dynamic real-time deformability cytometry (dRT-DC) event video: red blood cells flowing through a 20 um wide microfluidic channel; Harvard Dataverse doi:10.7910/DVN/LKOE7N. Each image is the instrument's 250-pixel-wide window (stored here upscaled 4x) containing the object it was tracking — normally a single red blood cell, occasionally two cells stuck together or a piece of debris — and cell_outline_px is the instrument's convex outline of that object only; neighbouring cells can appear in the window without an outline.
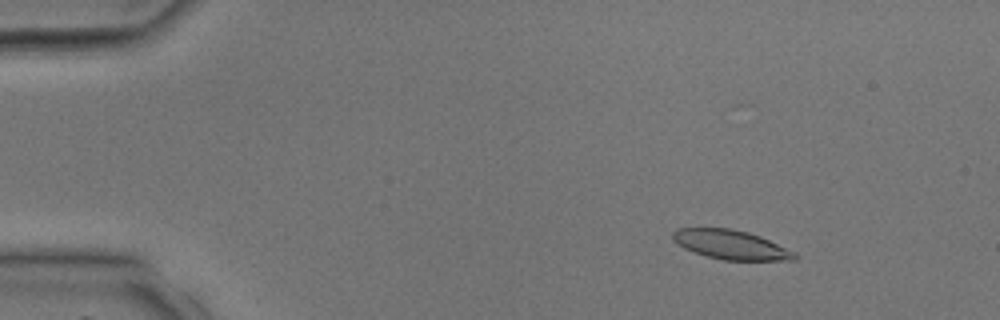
{"species": "common noctule bat (a hibernating species)", "species_latin": "Nyctalus noctula", "temperature_condition": "room temperature", "stored_images_in_passage": 40, "camera_frame_rate_fps": 3000, "um_per_image_px": 0.085, "animal": {"sex": "male", "body_mass_g": 17.9, "forearm_length_mm": 54.2}, "frame": {"image": 1, "passage_image": 6, "time_ms": 1.667, "image_size_px": [1000, 320], "cell_outline_px": [[800, 256], [796, 260], [724, 260], [708, 256], [684, 248], [672, 240], [672, 232], [676, 228], [732, 228], [748, 232], [760, 236], [796, 252]], "centroid_in_image_um": [62.15, 20.79], "position_along_channel_um": 22.9, "area_um2": 20.81}}
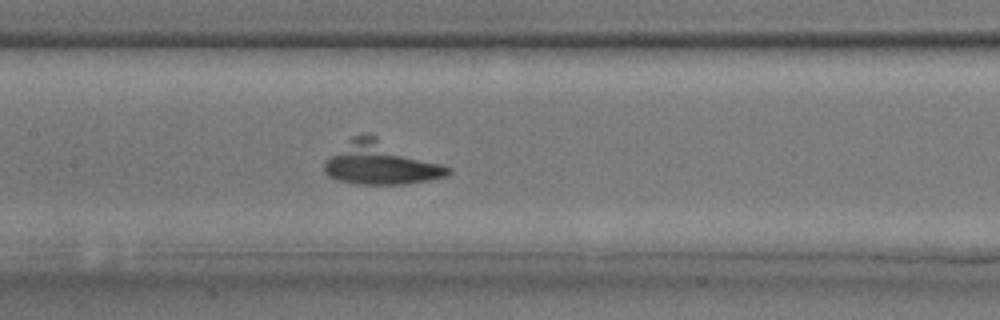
{"frame": {"image": 2, "passage_image": 20, "time_ms": 6.333, "image_size_px": [1000, 320], "cell_outline_px": [[452, 172], [448, 176], [428, 180], [404, 184], [356, 184], [336, 180], [328, 176], [324, 172], [324, 164], [352, 136], [376, 136], [452, 168]], "centroid_in_image_um": [32.4, 13.9], "position_along_channel_um": 175.0, "area_um2": 30.35}}
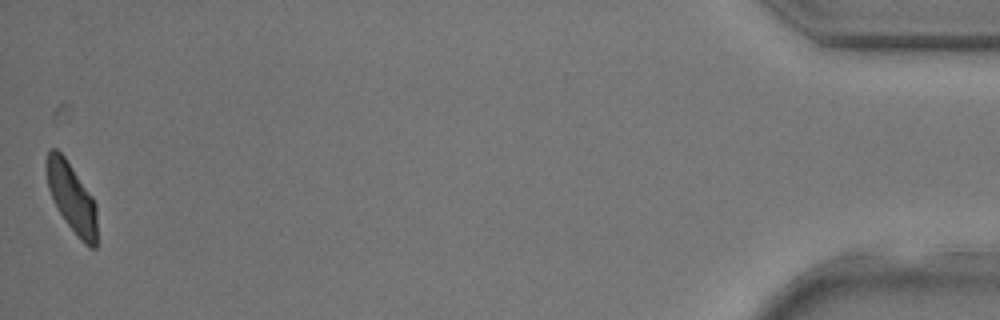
{"frame": {"image": 3, "passage_image": 40, "time_ms": 13.0, "image_size_px": [1000, 320], "cell_outline_px": [[96, 248], [92, 248], [84, 244], [80, 240], [68, 224], [52, 200], [48, 188], [44, 168], [44, 160], [48, 152], [52, 148], [56, 148], [64, 156], [92, 196], [96, 204]], "centroid_in_image_um": [6.06, 16.76], "position_along_channel_um": 429.1, "area_um2": 20.46}}